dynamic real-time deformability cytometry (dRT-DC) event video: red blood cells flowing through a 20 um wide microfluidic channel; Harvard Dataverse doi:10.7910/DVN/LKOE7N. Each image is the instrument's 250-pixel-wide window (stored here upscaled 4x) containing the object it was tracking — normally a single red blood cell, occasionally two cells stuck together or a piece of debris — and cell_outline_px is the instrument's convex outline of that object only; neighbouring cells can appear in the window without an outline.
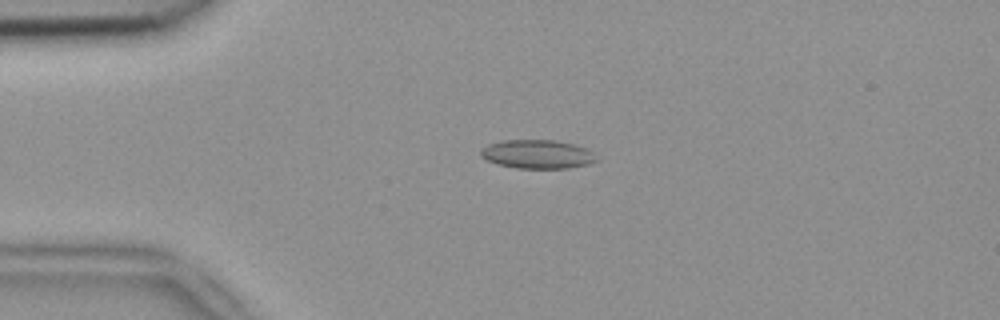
{"species": "common noctule bat (a hibernating species)", "species_latin": "Nyctalus noctula", "temperature_condition": "room temperature", "stored_images_in_passage": 2, "camera_frame_rate_fps": 3000, "um_per_image_px": 0.085, "animal": {"sex": "female", "body_mass_g": 18.4}, "frame": {"image": 1, "passage_image": 1, "time_ms": 0.0, "image_size_px": [1000, 320], "cell_outline_px": [[600, 160], [588, 164], [568, 168], [516, 168], [496, 164], [480, 156], [480, 148], [488, 144], [500, 140], [556, 140], [572, 144], [596, 152]], "centroid_in_image_um": [45.69, 13.1], "position_along_channel_um": 39.3, "area_um2": 19.65}}